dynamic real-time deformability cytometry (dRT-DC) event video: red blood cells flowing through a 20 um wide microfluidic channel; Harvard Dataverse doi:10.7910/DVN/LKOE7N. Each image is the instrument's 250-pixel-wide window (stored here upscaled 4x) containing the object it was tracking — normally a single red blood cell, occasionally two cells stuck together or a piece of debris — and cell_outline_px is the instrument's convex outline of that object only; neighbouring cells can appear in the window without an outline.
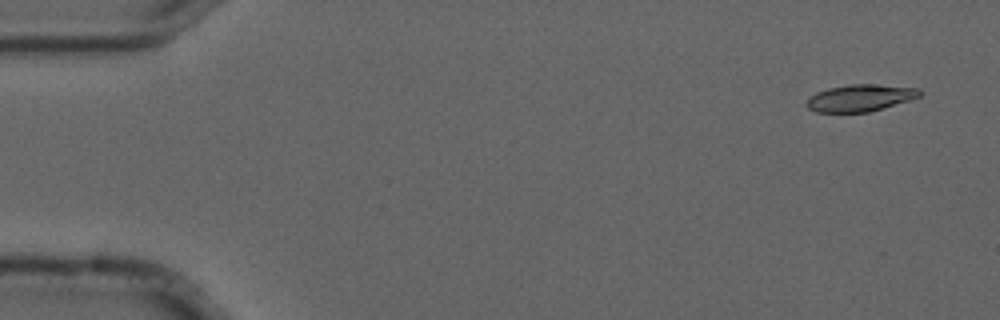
{"species": "common noctule bat (a hibernating species)", "species_latin": "Nyctalus noctula", "temperature_condition": "cold", "stored_images_in_passage": 9, "camera_frame_rate_fps": 3000, "um_per_image_px": 0.085, "animal": {"sex": "male", "forearm_length_mm": 52.5}, "frame": {"image": 1, "passage_image": 1, "time_ms": 0.0, "image_size_px": [1000, 320], "cell_outline_px": [[924, 92], [920, 96], [908, 100], [868, 112], [816, 112], [808, 108], [804, 104], [816, 92], [828, 88], [848, 84], [872, 84], [920, 88]], "centroid_in_image_um": [73.11, 8.31], "position_along_channel_um": 11.9, "area_um2": 17.63}}
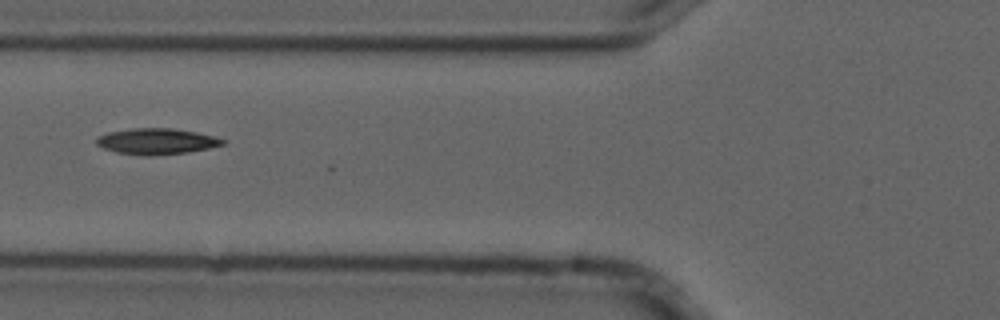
{"frame": {"image": 2, "passage_image": 6, "time_ms": 1.667, "image_size_px": [1000, 320], "cell_outline_px": [[228, 140], [224, 144], [208, 148], [188, 152], [148, 156], [116, 152], [104, 148], [96, 144], [96, 140], [100, 136], [108, 132], [132, 128], [172, 128], [196, 132]], "centroid_in_image_um": [13.32, 12.01], "position_along_channel_um": 112.5, "area_um2": 18.96}}
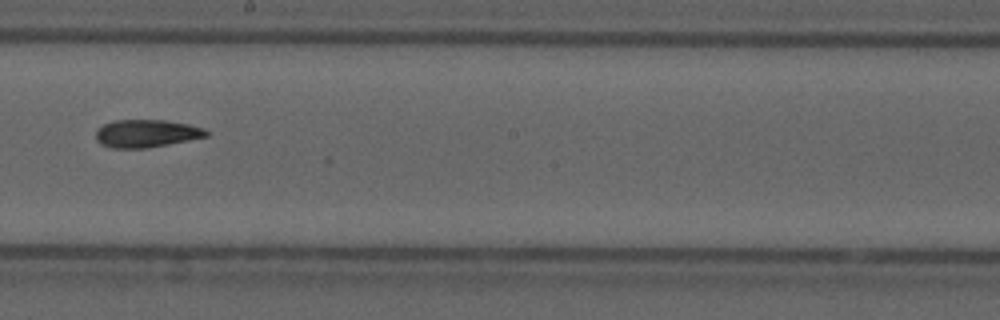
{"frame": {"image": 3, "passage_image": 9, "time_ms": 2.667, "image_size_px": [1000, 320], "cell_outline_px": [[208, 136], [148, 148], [112, 148], [100, 144], [96, 140], [96, 128], [112, 120], [164, 120], [188, 124], [204, 128], [208, 132]], "centroid_in_image_um": [12.4, 11.34], "position_along_channel_um": 235.8, "area_um2": 17.92}}